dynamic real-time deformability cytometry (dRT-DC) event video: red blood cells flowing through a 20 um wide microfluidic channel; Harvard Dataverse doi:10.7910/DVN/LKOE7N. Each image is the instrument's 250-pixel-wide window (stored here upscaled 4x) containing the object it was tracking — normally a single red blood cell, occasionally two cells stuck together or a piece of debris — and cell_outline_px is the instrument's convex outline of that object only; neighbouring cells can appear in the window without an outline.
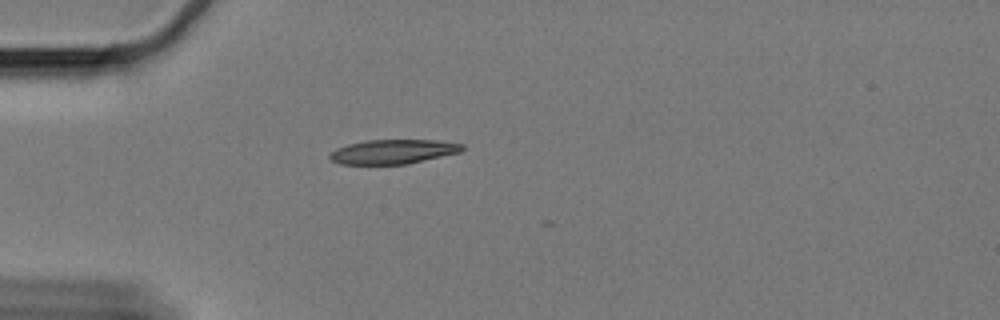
{"species": "Egyptian fruit bat (a non-hibernating species)", "species_latin": "Rousettus aegyptiacus", "temperature_condition": "cold", "stored_images_in_passage": 5, "camera_frame_rate_fps": 3000, "um_per_image_px": 0.085, "animal": {"sex": "female"}, "frame": {"image": 1, "passage_image": 1, "time_ms": 0.0, "image_size_px": [1000, 320], "cell_outline_px": [[464, 148], [460, 152], [408, 164], [340, 164], [332, 160], [328, 156], [336, 148], [348, 144], [368, 140], [436, 140], [464, 144]], "centroid_in_image_um": [33.42, 12.89], "position_along_channel_um": 51.6, "area_um2": 18.73}}